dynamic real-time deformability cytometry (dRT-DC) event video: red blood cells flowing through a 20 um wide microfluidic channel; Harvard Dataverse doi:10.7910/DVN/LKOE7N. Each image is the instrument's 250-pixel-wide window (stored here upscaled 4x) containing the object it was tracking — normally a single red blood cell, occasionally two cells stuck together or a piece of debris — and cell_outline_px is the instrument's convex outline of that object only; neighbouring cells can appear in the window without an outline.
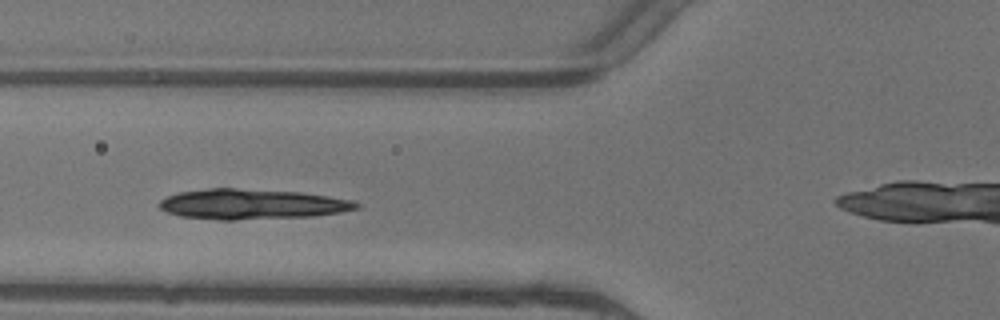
{"species": "common noctule bat (a hibernating species)", "species_latin": "Nyctalus noctula", "temperature_condition": "warm", "stored_images_in_passage": 5, "camera_frame_rate_fps": 3000, "um_per_image_px": 0.085, "animal": {"sex": "female"}, "frame": {"image": 1, "passage_image": 4, "time_ms": 1.0, "image_size_px": [1000, 320], "cell_outline_px": [[360, 208], [340, 212], [312, 216], [236, 220], [220, 220], [180, 216], [168, 212], [160, 208], [156, 204], [160, 200], [168, 196], [180, 192], [208, 188], [236, 188], [300, 192], [328, 196], [352, 200], [360, 204]], "centroid_in_image_um": [21.4, 17.35], "position_along_channel_um": 104.4, "area_um2": 34.74}}